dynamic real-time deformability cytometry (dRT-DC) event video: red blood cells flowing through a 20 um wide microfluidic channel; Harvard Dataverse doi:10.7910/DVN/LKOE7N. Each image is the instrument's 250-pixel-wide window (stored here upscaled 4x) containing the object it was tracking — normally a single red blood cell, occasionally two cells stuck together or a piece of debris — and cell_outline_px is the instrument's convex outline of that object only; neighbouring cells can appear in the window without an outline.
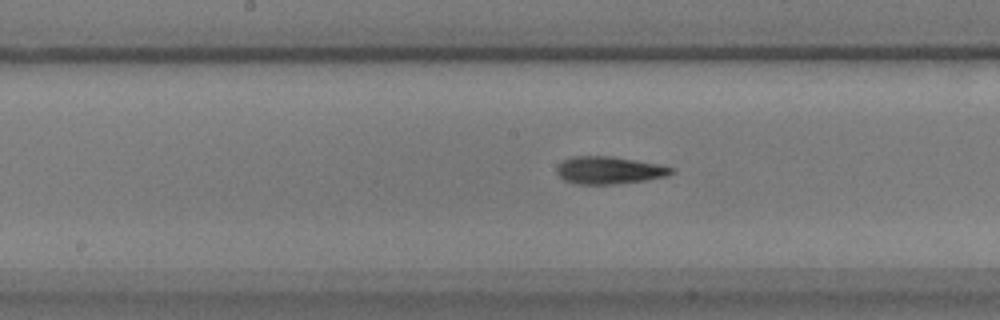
{"species": "common noctule bat (a hibernating species)", "species_latin": "Nyctalus noctula", "temperature_condition": "warm", "stored_images_in_passage": 57, "camera_frame_rate_fps": 3000, "um_per_image_px": 0.085, "animal": {"sex": "male", "body_mass_g": 17.9}, "frame": {"image": 1, "passage_image": 28, "time_ms": 9.0, "image_size_px": [1000, 320], "cell_outline_px": [[676, 172], [668, 176], [644, 180], [612, 184], [580, 184], [564, 180], [556, 172], [556, 168], [564, 160], [572, 156], [612, 156], [656, 164], [676, 168]], "centroid_in_image_um": [51.8, 14.47], "position_along_channel_um": 196.4, "area_um2": 18.21}}
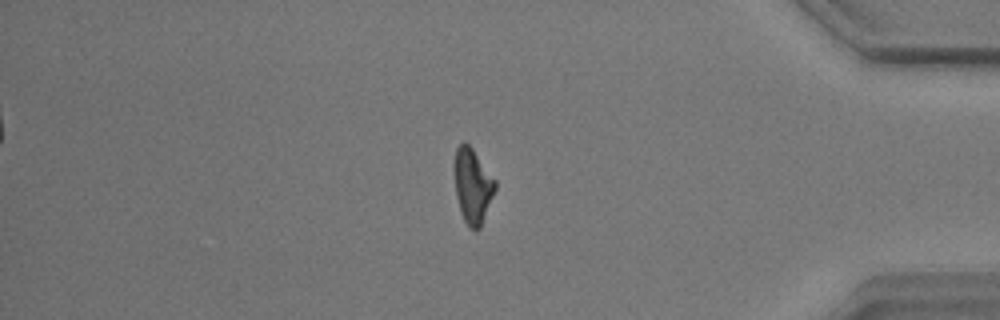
{"frame": {"image": 2, "passage_image": 48, "time_ms": 15.667, "image_size_px": [1000, 320], "cell_outline_px": [[496, 188], [480, 228], [468, 228], [460, 212], [456, 196], [452, 168], [452, 164], [456, 148], [464, 140], [472, 148], [496, 180]], "centroid_in_image_um": [40.13, 15.75], "position_along_channel_um": 395.1, "area_um2": 18.09}}
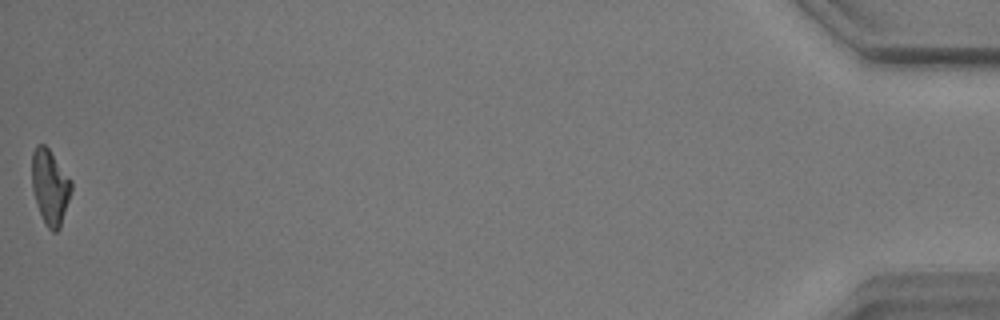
{"frame": {"image": 3, "passage_image": 57, "time_ms": 18.667, "image_size_px": [1000, 320], "cell_outline_px": [[72, 188], [60, 228], [56, 232], [52, 232], [44, 224], [36, 204], [32, 188], [32, 152], [36, 144], [44, 144], [48, 148], [72, 180]], "centroid_in_image_um": [4.24, 15.9], "position_along_channel_um": 431.0, "area_um2": 17.34}, "authors_computed_cell_mechanics": {"area_um2": 17.9758, "velocity_mm_per_s": 3.476, "shape_relaxation_time_tau1_ms": 9.6912, "shape_relaxation_time_tau2_ms": 3.3759, "deformation_change_tau1": 0.2458, "deformation_change_tau2": 0.1164}}